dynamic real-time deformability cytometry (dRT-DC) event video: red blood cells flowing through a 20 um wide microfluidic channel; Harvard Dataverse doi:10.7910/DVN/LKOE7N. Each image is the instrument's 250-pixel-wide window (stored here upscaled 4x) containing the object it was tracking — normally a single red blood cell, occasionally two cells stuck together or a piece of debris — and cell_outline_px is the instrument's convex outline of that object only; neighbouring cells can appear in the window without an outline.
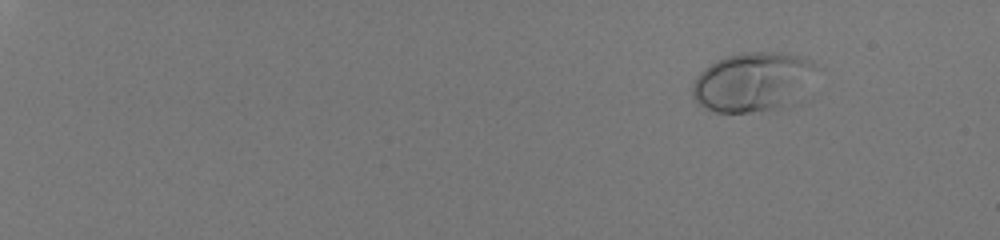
{"species": "human", "species_latin": "Homo sapiens", "temperature_condition": "room temperature", "stored_images_in_passage": 50, "camera_frame_rate_fps": 3000, "um_per_image_px": 0.085, "donor": {"sex": "male"}, "frame": {"image": 1, "passage_image": 1, "time_ms": 0.0, "image_size_px": [1000, 240], "cell_outline_px": [[820, 68], [784, 108], [776, 112], [716, 112], [704, 108], [692, 96], [692, 84], [696, 76], [704, 68], [716, 60], [728, 56], [744, 52], [776, 52], [796, 56], [812, 60]], "centroid_in_image_um": [63.94, 6.97], "position_along_channel_um": 21.1, "area_um2": 42.66}}
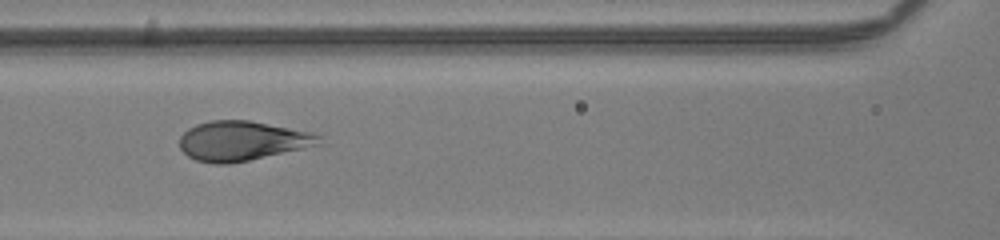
{"frame": {"image": 2, "passage_image": 25, "time_ms": 8.0, "image_size_px": [1000, 240], "cell_outline_px": [[324, 136], [320, 144], [304, 148], [248, 160], [228, 164], [212, 164], [196, 160], [188, 156], [180, 148], [180, 136], [188, 128], [196, 124], [212, 120], [248, 120], [312, 132]], "centroid_in_image_um": [20.58, 11.97], "position_along_channel_um": 146.0, "area_um2": 32.14}}
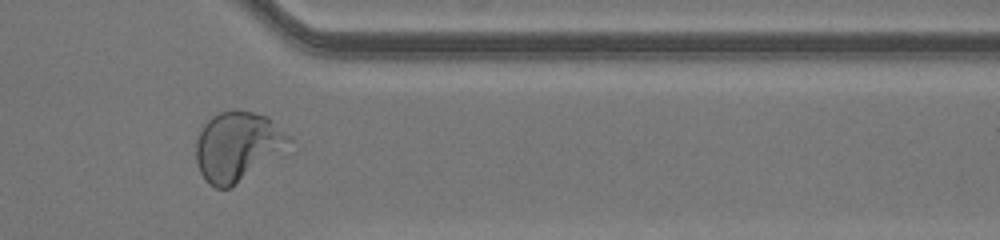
{"frame": {"image": 3, "passage_image": 43, "time_ms": 14.0, "image_size_px": [1000, 240], "cell_outline_px": [[296, 140], [232, 188], [216, 188], [208, 184], [204, 180], [200, 172], [196, 160], [196, 140], [204, 124], [212, 116], [220, 112], [252, 112], [268, 116]], "centroid_in_image_um": [20.19, 12.45], "position_along_channel_um": 391.2, "area_um2": 37.34}, "authors_computed_cell_mechanics": {"area_um2": 34.3332, "velocity_mm_per_s": 4.0927, "shape_relaxation_time_tau1_ms": 3.2301, "shape_relaxation_time_tau2_ms": null, "deformation_change_tau1": 0.1717, "deformation_change_tau2": null}}